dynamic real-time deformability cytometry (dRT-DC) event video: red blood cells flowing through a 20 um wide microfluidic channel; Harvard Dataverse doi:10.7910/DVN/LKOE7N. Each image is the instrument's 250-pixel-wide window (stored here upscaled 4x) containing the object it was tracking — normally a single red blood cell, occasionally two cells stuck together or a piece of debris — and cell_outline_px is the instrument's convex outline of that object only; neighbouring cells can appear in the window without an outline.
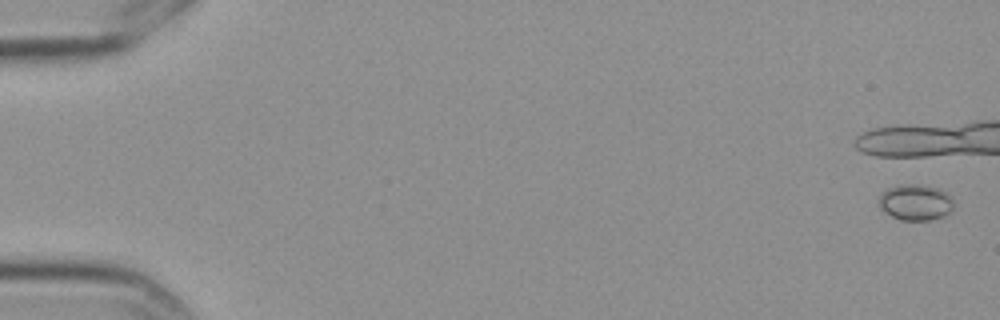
{"species": "Egyptian fruit bat (a non-hibernating species)", "species_latin": "Rousettus aegyptiacus", "temperature_condition": "cold", "stored_images_in_passage": 5, "camera_frame_rate_fps": 3000, "um_per_image_px": 0.085, "frame": {"image": 1, "passage_image": 1, "time_ms": 0.0, "image_size_px": [1000, 320], "cell_outline_px": [[952, 212], [944, 216], [928, 220], [900, 220], [884, 212], [880, 208], [880, 192], [884, 188], [896, 184], [916, 184], [940, 188], [952, 196]], "centroid_in_image_um": [77.8, 17.17], "position_along_channel_um": 7.2, "area_um2": 16.01}}